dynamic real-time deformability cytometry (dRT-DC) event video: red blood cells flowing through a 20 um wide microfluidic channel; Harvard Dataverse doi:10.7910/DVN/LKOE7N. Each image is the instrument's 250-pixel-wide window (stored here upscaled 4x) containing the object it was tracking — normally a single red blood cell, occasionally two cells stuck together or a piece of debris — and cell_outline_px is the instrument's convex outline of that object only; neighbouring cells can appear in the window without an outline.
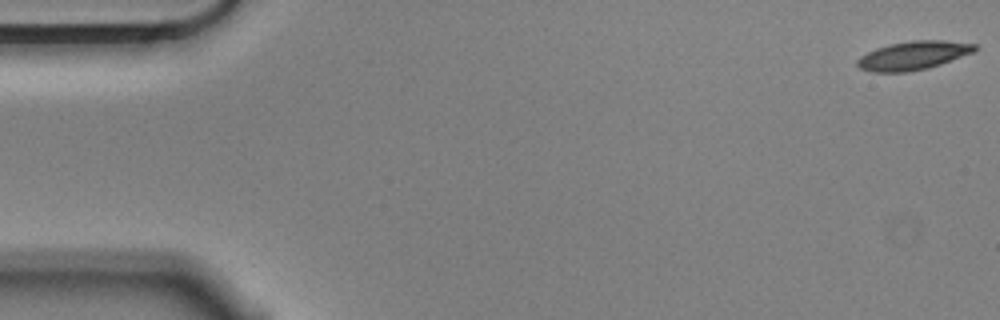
{"species": "Egyptian fruit bat (a non-hibernating species)", "species_latin": "Rousettus aegyptiacus", "temperature_condition": "cold", "stored_images_in_passage": 56, "camera_frame_rate_fps": 3000, "um_per_image_px": 0.085, "animal": {"sex": "male"}, "frame": {"image": 1, "passage_image": 1, "time_ms": 0.0, "image_size_px": [1000, 320], "cell_outline_px": [[980, 48], [972, 52], [940, 64], [928, 68], [904, 72], [876, 72], [860, 68], [856, 64], [856, 60], [860, 56], [876, 48], [888, 44], [912, 40], [944, 40], [976, 44]], "centroid_in_image_um": [77.62, 4.7], "position_along_channel_um": 7.4, "area_um2": 19.48}}
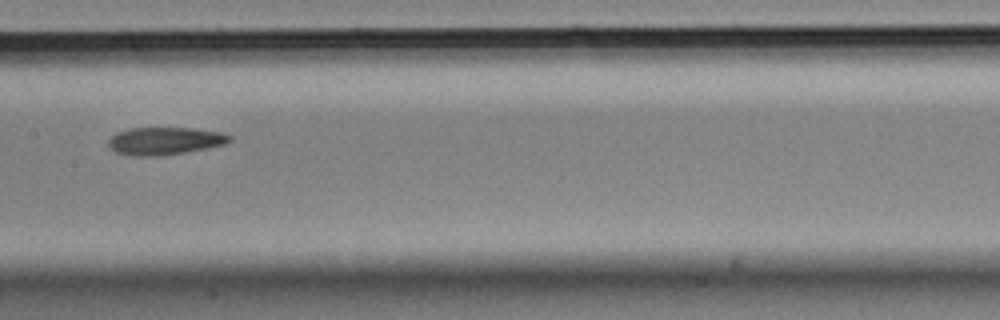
{"frame": {"image": 2, "passage_image": 28, "time_ms": 9.0, "image_size_px": [1000, 320], "cell_outline_px": [[232, 140], [224, 144], [184, 152], [160, 156], [132, 156], [116, 152], [108, 148], [108, 140], [116, 132], [128, 128], [192, 128], [220, 132], [232, 136]], "centroid_in_image_um": [13.95, 11.98], "position_along_channel_um": 193.4, "area_um2": 19.48}}
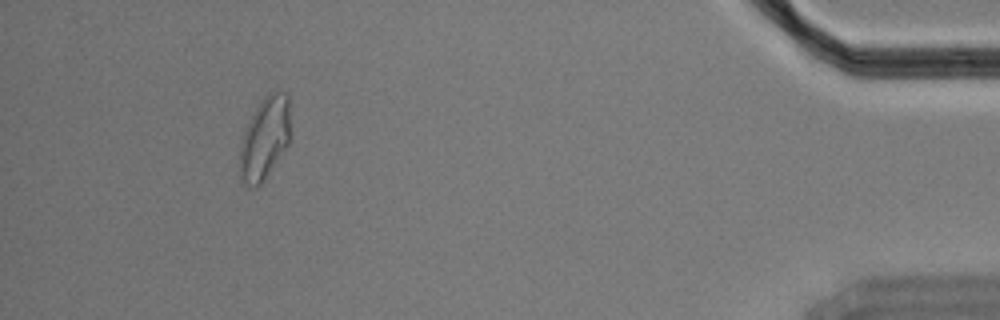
{"frame": {"image": 3, "passage_image": 52, "time_ms": 17.0, "image_size_px": [1000, 320], "cell_outline_px": [[288, 144], [264, 180], [260, 184], [252, 188], [244, 184], [240, 180], [240, 144], [244, 132], [260, 100], [272, 88], [284, 92], [288, 96]], "centroid_in_image_um": [22.47, 11.74], "position_along_channel_um": 412.7, "area_um2": 24.04}, "authors_computed_cell_mechanics": {"area_um2": 19.9699, "velocity_mm_per_s": 3.5468, "shape_relaxation_time_tau1_ms": null, "shape_relaxation_time_tau2_ms": 5.2446, "deformation_change_tau1": null, "deformation_change_tau2": 0.1227}}